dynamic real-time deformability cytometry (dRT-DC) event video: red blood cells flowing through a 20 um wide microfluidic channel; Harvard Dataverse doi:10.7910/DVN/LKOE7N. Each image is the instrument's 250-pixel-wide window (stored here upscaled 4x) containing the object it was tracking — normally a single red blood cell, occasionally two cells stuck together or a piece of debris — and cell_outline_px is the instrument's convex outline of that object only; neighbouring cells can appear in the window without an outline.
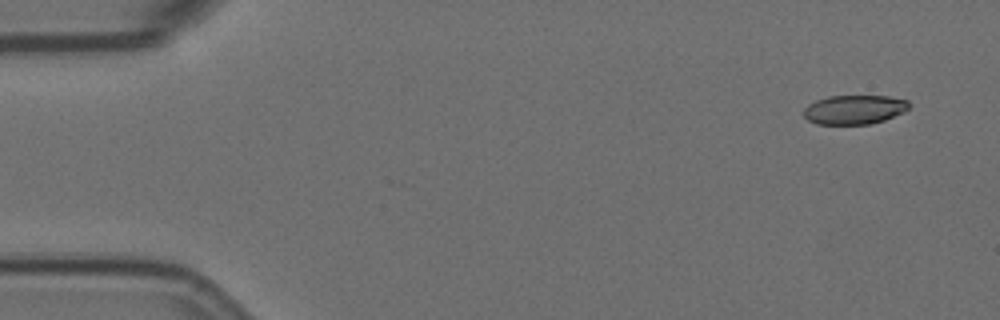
{"species": "Egyptian fruit bat (a non-hibernating species)", "species_latin": "Rousettus aegyptiacus", "temperature_condition": "room temperature", "stored_images_in_passage": 54, "camera_frame_rate_fps": 3000, "um_per_image_px": 0.085, "animal": {"sex": "female"}, "frame": {"image": 1, "passage_image": 1, "time_ms": 0.0, "image_size_px": [1000, 320], "cell_outline_px": [[908, 108], [904, 112], [884, 120], [872, 124], [816, 124], [808, 120], [804, 116], [804, 108], [808, 104], [816, 100], [828, 96], [888, 96], [908, 100]], "centroid_in_image_um": [72.6, 9.32], "position_along_channel_um": 12.4, "area_um2": 17.92}}
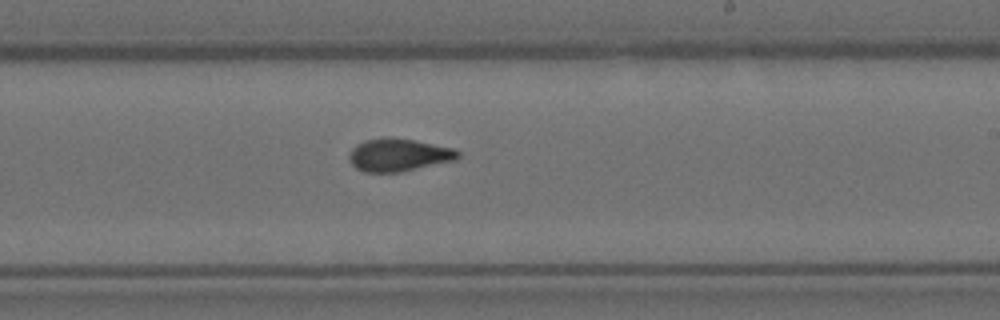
{"frame": {"image": 2, "passage_image": 31, "time_ms": 10.0, "image_size_px": [1000, 320], "cell_outline_px": [[460, 156], [456, 160], [400, 172], [364, 172], [356, 168], [352, 164], [348, 156], [352, 148], [356, 144], [364, 140], [384, 136], [392, 136], [416, 140], [456, 148], [460, 152]], "centroid_in_image_um": [33.9, 13.14], "position_along_channel_um": 255.1, "area_um2": 21.21}}
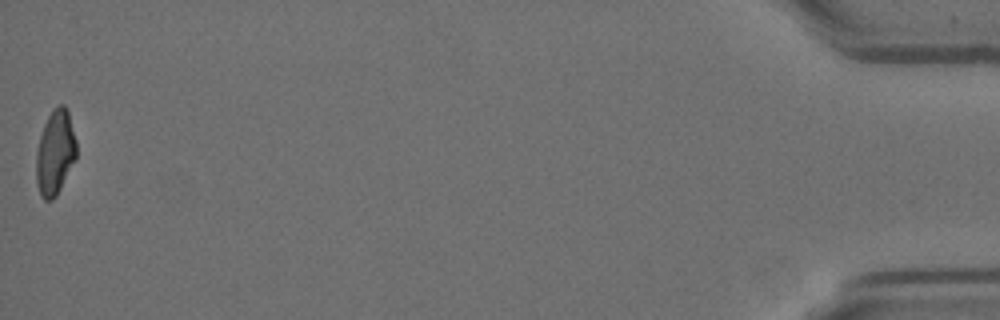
{"frame": {"image": 3, "passage_image": 54, "time_ms": 17.667, "image_size_px": [1000, 320], "cell_outline_px": [[76, 160], [56, 196], [52, 200], [44, 200], [40, 196], [36, 184], [36, 152], [40, 136], [44, 124], [48, 116], [60, 104], [64, 104], [68, 112], [76, 140]], "centroid_in_image_um": [4.68, 13.02], "position_along_channel_um": 430.5, "area_um2": 19.88}, "authors_computed_cell_mechanics": {"area_um2": 20.0855, "velocity_mm_per_s": 3.5886, "shape_relaxation_time_tau1_ms": 8.763, "shape_relaxation_time_tau2_ms": 1.4521, "deformation_change_tau1": 0.2125, "deformation_change_tau2": 0.0798}}